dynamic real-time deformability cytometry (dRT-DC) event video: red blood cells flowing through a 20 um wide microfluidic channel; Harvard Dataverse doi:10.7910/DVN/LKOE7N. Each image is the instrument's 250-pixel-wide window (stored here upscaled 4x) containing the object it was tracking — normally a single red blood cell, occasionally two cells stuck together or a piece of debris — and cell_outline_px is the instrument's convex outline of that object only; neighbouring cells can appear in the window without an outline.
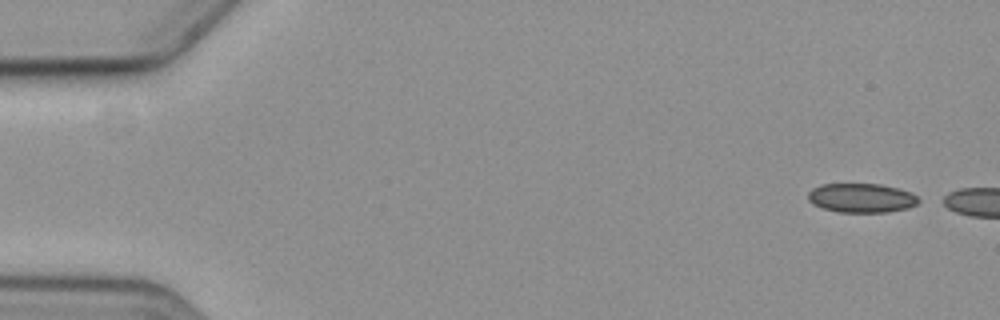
{"species": "common noctule bat (a hibernating species)", "species_latin": "Nyctalus noctula", "temperature_condition": "cold", "stored_images_in_passage": 2, "camera_frame_rate_fps": 3000, "um_per_image_px": 0.085, "animal": {"sex": "female", "body_mass_g": 19.3, "forearm_length_mm": 54.1}, "frame": {"image": 1, "passage_image": 1, "time_ms": 0.0, "image_size_px": [1000, 320], "cell_outline_px": [[920, 200], [916, 204], [908, 208], [888, 212], [840, 212], [824, 208], [812, 204], [808, 200], [808, 192], [812, 188], [820, 184], [880, 184], [900, 188], [912, 192]], "centroid_in_image_um": [73.23, 16.82], "position_along_channel_um": 11.8, "area_um2": 18.9}}